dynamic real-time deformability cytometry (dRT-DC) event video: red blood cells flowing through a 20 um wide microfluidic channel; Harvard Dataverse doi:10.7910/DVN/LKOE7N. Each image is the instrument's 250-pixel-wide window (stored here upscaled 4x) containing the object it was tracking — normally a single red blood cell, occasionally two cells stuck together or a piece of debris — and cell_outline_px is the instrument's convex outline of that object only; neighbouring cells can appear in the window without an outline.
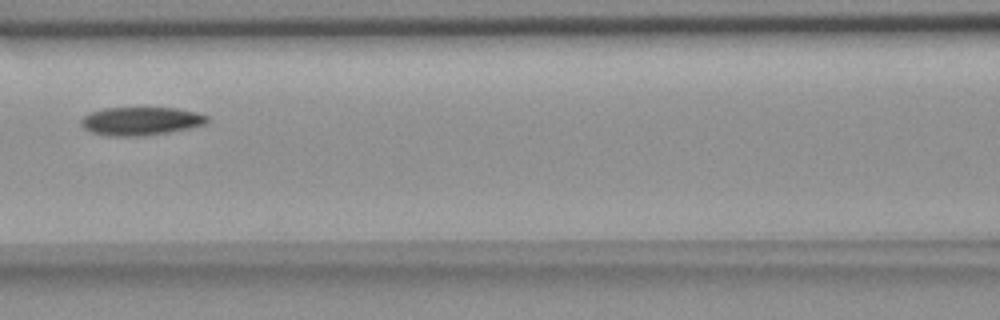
{"species": "common noctule bat (a hibernating species)", "species_latin": "Nyctalus noctula", "temperature_condition": "room temperature", "stored_images_in_passage": 7, "camera_frame_rate_fps": 3000, "um_per_image_px": 0.085, "animal": {"sex": "female", "body_mass_g": 18.4}, "frame": {"image": 1, "passage_image": 7, "time_ms": 2.0, "image_size_px": [1000, 320], "cell_outline_px": [[208, 124], [192, 128], [144, 136], [112, 136], [92, 132], [84, 128], [80, 124], [80, 120], [88, 112], [104, 108], [176, 108], [196, 112], [208, 116]], "centroid_in_image_um": [11.98, 10.29], "position_along_channel_um": 154.6, "area_um2": 20.92}}